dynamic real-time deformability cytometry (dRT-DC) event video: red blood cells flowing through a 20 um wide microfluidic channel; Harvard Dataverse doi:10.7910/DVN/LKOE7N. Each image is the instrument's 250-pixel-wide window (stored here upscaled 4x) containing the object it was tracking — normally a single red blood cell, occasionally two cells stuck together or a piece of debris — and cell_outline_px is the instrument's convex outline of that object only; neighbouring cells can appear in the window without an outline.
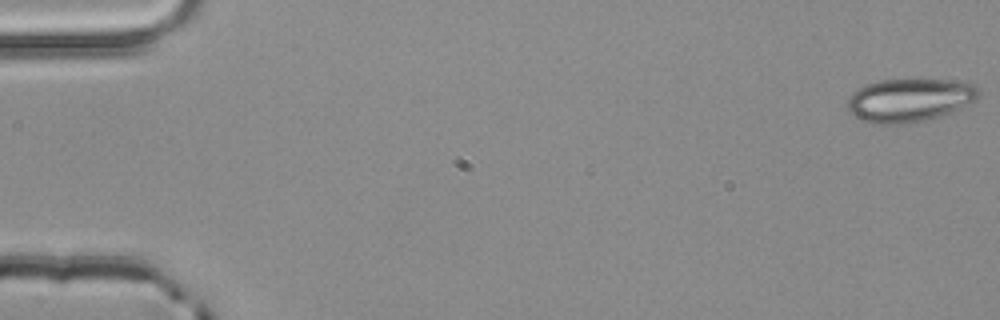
{"species": "common noctule bat (a hibernating species)", "species_latin": "Nyctalus noctula", "temperature_condition": "room temperature", "stored_images_in_passage": 5, "camera_frame_rate_fps": 3000, "um_per_image_px": 0.085, "animal": {"sex": "male", "body_mass_g": 20.4}, "frame": {"image": 1, "passage_image": 1, "time_ms": 0.0, "image_size_px": [1000, 320], "cell_outline_px": [[980, 92], [976, 100], [960, 108], [924, 120], [896, 124], [876, 124], [864, 120], [856, 116], [848, 108], [848, 96], [856, 88], [880, 80], [952, 80], [976, 84], [980, 88]], "centroid_in_image_um": [77.32, 8.49], "position_along_channel_um": 7.7, "area_um2": 32.71}}